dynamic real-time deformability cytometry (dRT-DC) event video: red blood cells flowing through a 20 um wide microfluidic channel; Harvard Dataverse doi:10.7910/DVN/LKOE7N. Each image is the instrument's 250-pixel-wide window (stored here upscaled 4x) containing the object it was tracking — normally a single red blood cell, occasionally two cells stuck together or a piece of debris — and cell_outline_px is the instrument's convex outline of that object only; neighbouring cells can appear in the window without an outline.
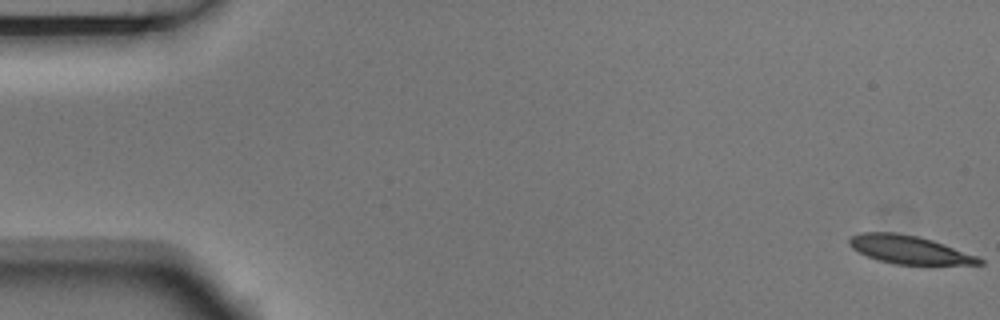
{"species": "Egyptian fruit bat (a non-hibernating species)", "species_latin": "Rousettus aegyptiacus", "temperature_condition": "room temperature", "stored_images_in_passage": 3, "camera_frame_rate_fps": 3000, "um_per_image_px": 0.085, "animal": {"sex": "male"}, "frame": {"image": 1, "passage_image": 1, "time_ms": 0.0, "image_size_px": [1000, 320], "cell_outline_px": [[984, 264], [896, 264], [880, 260], [868, 256], [852, 248], [848, 244], [848, 240], [852, 236], [860, 232], [896, 232], [916, 236], [932, 240], [944, 244], [976, 256], [984, 260]], "centroid_in_image_um": [77.25, 21.21], "position_along_channel_um": 7.7, "area_um2": 20.98}}
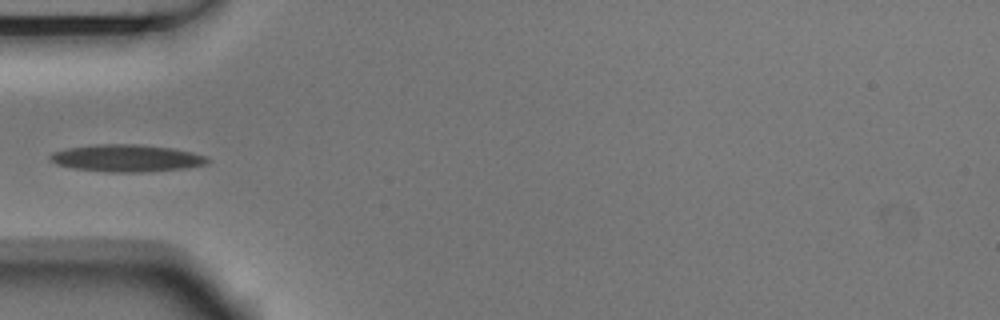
{"frame": {"image": 2, "passage_image": 3, "time_ms": 0.667, "image_size_px": [1000, 320], "cell_outline_px": [[212, 160], [208, 164], [184, 168], [140, 172], [104, 172], [72, 168], [56, 164], [48, 156], [52, 152], [68, 148], [96, 144], [140, 144], [176, 148], [208, 156]], "centroid_in_image_um": [10.81, 13.44], "position_along_channel_um": 74.2, "area_um2": 25.2}}